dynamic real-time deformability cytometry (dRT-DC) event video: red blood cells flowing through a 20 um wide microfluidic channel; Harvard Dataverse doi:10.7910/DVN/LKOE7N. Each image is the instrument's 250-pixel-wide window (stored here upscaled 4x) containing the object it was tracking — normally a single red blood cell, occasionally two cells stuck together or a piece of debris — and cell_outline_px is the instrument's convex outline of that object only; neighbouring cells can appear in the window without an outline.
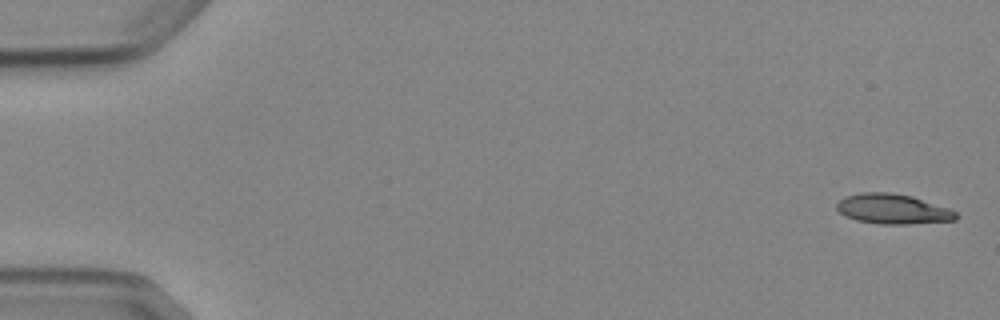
{"species": "Egyptian fruit bat (a non-hibernating species)", "species_latin": "Rousettus aegyptiacus", "temperature_condition": "cold", "stored_images_in_passage": 5, "segment_of_instrument_passage": [2, 2], "camera_frame_rate_fps": 3000, "um_per_image_px": 0.085, "animal": {"sex": "female"}, "frame": {"image": 1, "passage_image": 5, "time_ms": 5.0, "image_size_px": [1000, 320], "cell_outline_px": [[956, 220], [908, 224], [880, 224], [856, 220], [840, 212], [836, 208], [836, 204], [844, 196], [860, 192], [892, 192], [912, 196], [948, 208], [956, 212]], "centroid_in_image_um": [75.86, 17.75], "position_along_channel_um": 9.1, "area_um2": 20.75}}